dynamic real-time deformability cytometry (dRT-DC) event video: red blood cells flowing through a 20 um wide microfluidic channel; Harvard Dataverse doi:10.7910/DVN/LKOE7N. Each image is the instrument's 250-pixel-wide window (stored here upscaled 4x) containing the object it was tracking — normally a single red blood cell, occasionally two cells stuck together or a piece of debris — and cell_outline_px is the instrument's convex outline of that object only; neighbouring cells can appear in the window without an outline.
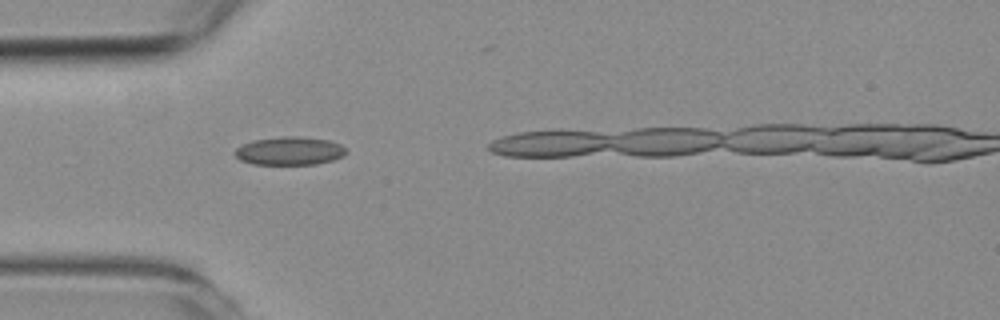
{"species": "common noctule bat (a hibernating species)", "species_latin": "Nyctalus noctula", "temperature_condition": "room temperature", "stored_images_in_passage": 8, "camera_frame_rate_fps": 3000, "um_per_image_px": 0.085, "animal": {"sex": "female", "body_mass_g": 19.3, "forearm_length_mm": 54.1}, "frame": {"image": 1, "passage_image": 1, "time_ms": 0.0, "image_size_px": [1000, 320], "cell_outline_px": [[348, 152], [344, 156], [332, 160], [316, 164], [252, 164], [240, 160], [232, 152], [236, 148], [252, 140], [284, 136], [296, 136], [328, 140], [340, 144]], "centroid_in_image_um": [24.6, 12.83], "position_along_channel_um": 60.4, "area_um2": 18.32}}
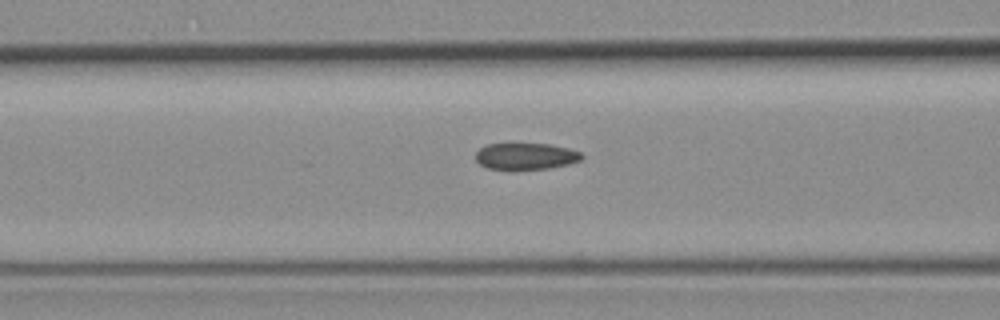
{"frame": {"image": 2, "passage_image": 6, "time_ms": 1.667, "image_size_px": [1000, 320], "cell_outline_px": [[584, 156], [580, 160], [568, 164], [548, 168], [488, 168], [480, 164], [476, 160], [476, 152], [480, 148], [488, 144], [552, 144], [568, 148], [580, 152]], "centroid_in_image_um": [44.71, 13.26], "position_along_channel_um": 121.9, "area_um2": 16.01}}